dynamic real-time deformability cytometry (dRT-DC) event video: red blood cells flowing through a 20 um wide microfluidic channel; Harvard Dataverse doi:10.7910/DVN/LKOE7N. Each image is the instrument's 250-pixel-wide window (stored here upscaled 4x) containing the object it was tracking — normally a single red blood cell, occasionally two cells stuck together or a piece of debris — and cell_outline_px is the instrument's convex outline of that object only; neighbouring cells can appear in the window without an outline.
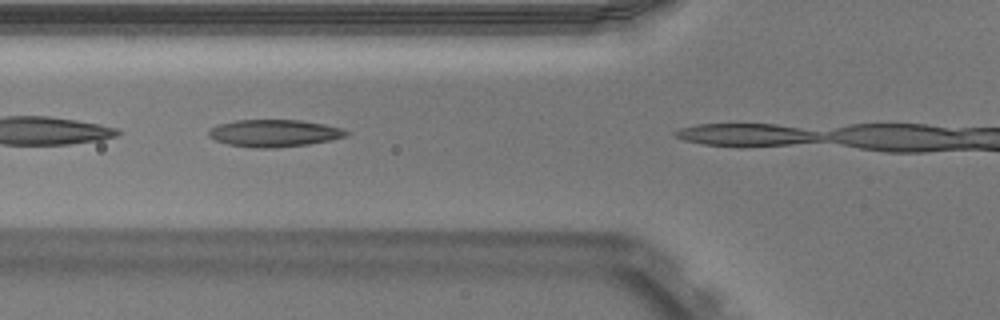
{"species": "Egyptian fruit bat (a non-hibernating species)", "species_latin": "Rousettus aegyptiacus", "temperature_condition": "warm", "stored_images_in_passage": 9, "camera_frame_rate_fps": 3000, "um_per_image_px": 0.085, "animal": {"sex": "male"}, "frame": {"image": 1, "passage_image": 6, "time_ms": 1.667, "image_size_px": [1000, 320], "cell_outline_px": [[348, 136], [332, 140], [308, 144], [272, 148], [256, 148], [228, 144], [216, 140], [208, 136], [208, 132], [216, 124], [236, 120], [300, 120], [324, 124], [340, 128], [348, 132]], "centroid_in_image_um": [23.3, 11.32], "position_along_channel_um": 102.5, "area_um2": 21.73}}